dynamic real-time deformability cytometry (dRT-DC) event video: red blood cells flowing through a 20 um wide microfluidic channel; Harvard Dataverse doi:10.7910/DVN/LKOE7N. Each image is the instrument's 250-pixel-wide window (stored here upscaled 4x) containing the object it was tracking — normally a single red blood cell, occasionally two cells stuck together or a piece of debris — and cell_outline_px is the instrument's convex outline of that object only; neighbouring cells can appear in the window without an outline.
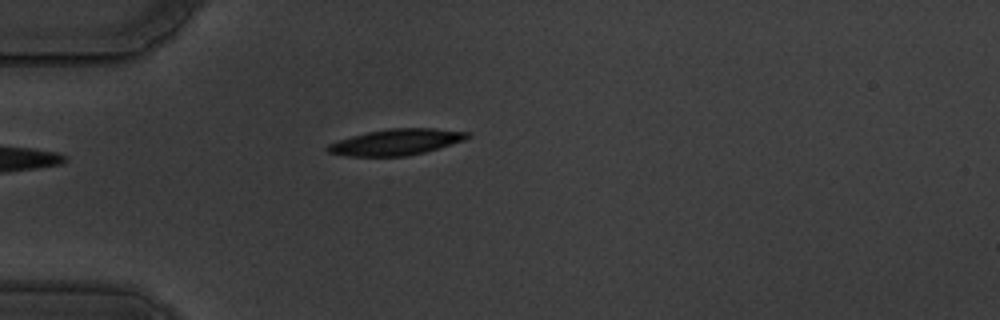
{"species": "common noctule bat (a hibernating species)", "species_latin": "Nyctalus noctula", "temperature_condition": "warm", "stored_images_in_passage": 42, "camera_frame_rate_fps": 3000, "um_per_image_px": 0.085, "animal": {"sex": "male", "body_mass_g": 19.5, "forearm_length_mm": 54.6}, "frame": {"image": 1, "passage_image": 1, "time_ms": 0.0, "image_size_px": [1000, 320], "cell_outline_px": [[472, 136], [464, 140], [424, 152], [408, 156], [348, 156], [328, 152], [324, 148], [328, 144], [352, 136], [368, 132], [388, 128], [432, 128], [468, 132]], "centroid_in_image_um": [33.67, 12.07], "position_along_channel_um": 51.3, "area_um2": 21.04}}
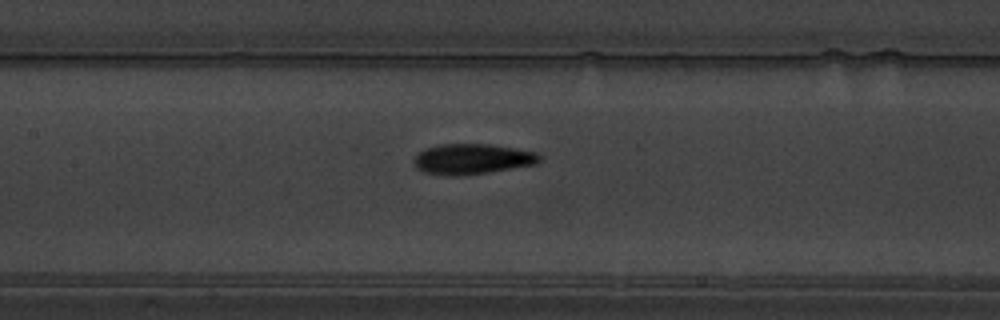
{"frame": {"image": 2, "passage_image": 12, "time_ms": 3.667, "image_size_px": [1000, 320], "cell_outline_px": [[540, 160], [536, 164], [488, 172], [460, 176], [452, 176], [424, 172], [416, 168], [412, 160], [424, 148], [440, 144], [488, 144], [536, 152], [540, 156]], "centroid_in_image_um": [40.09, 13.52], "position_along_channel_um": 167.3, "area_um2": 22.14}}
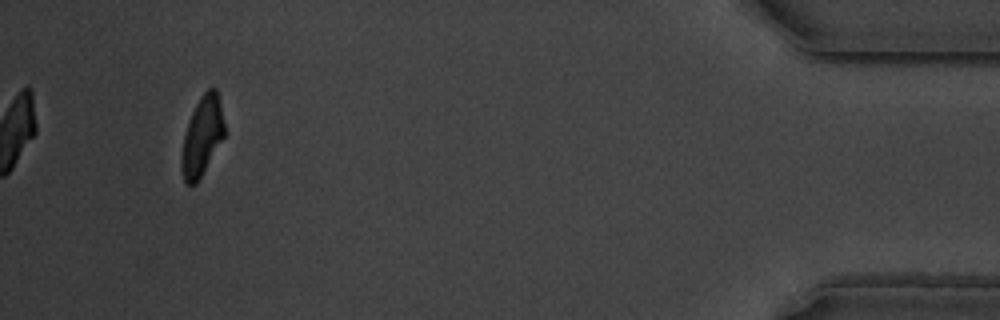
{"frame": {"image": 3, "passage_image": 39, "time_ms": 12.667, "image_size_px": [1000, 320], "cell_outline_px": [[224, 136], [196, 184], [184, 184], [180, 164], [180, 156], [184, 136], [192, 112], [200, 96], [208, 88], [216, 88], [220, 104], [224, 124]], "centroid_in_image_um": [17.15, 11.59], "position_along_channel_um": 418.1, "area_um2": 19.48}, "authors_computed_cell_mechanics": {"area_um2": 21.4149, "velocity_mm_per_s": 3.5125, "shape_relaxation_time_tau1_ms": 2.7339, "shape_relaxation_time_tau2_ms": 2.1944, "deformation_change_tau1": 0.1612, "deformation_change_tau2": 0.0983}}